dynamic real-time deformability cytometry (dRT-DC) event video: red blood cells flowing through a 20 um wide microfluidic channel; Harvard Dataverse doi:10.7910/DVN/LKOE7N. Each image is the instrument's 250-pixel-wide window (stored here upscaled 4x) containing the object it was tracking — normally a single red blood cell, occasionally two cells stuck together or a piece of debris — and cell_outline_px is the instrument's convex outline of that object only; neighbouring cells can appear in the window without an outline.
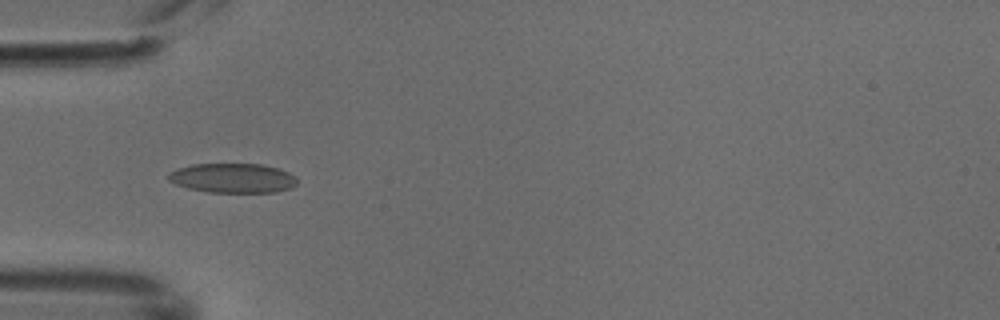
{"species": "common noctule bat (a hibernating species)", "species_latin": "Nyctalus noctula", "temperature_condition": "cold", "stored_images_in_passage": 5, "camera_frame_rate_fps": 3000, "um_per_image_px": 0.085, "animal": {"sex": "male", "body_mass_g": 18.8}, "frame": {"image": 1, "passage_image": 4, "time_ms": 1.0, "image_size_px": [1000, 320], "cell_outline_px": [[296, 184], [292, 188], [276, 192], [208, 192], [188, 188], [176, 184], [168, 180], [168, 172], [176, 168], [192, 164], [260, 164], [280, 168], [296, 176]], "centroid_in_image_um": [19.78, 15.13], "position_along_channel_um": 65.2, "area_um2": 22.31}}
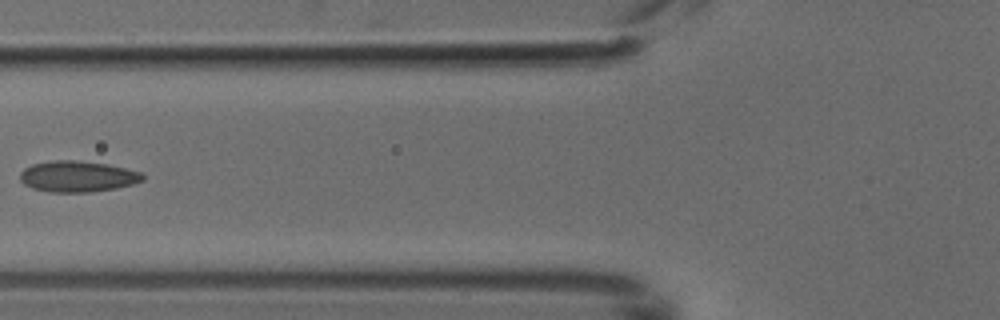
{"frame": {"image": 2, "passage_image": 5, "time_ms": 1.333, "image_size_px": [1000, 320], "cell_outline_px": [[144, 180], [132, 184], [116, 188], [92, 192], [48, 192], [32, 188], [24, 184], [20, 180], [20, 172], [24, 168], [32, 164], [52, 160], [76, 160], [108, 164], [140, 172], [144, 176]], "centroid_in_image_um": [6.56, 15.0], "position_along_channel_um": 119.2, "area_um2": 22.25}}